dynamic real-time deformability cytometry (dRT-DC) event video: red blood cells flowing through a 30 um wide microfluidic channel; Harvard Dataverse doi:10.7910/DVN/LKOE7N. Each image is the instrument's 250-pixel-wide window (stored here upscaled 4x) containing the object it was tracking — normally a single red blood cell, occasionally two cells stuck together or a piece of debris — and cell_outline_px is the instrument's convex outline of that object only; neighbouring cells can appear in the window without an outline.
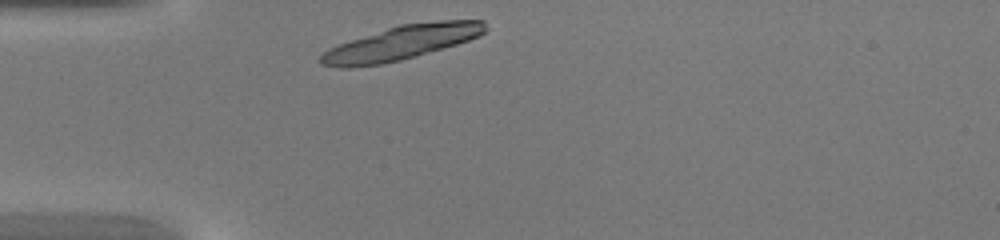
{"species": "common noctule bat (a hibernating species)", "species_latin": "Nyctalus noctula", "temperature_condition": "warm", "stored_images_in_passage": 26, "camera_frame_rate_fps": 3000, "um_per_image_px": 0.085, "animal": {"sex": "female", "body_mass_g": 20.0, "forearm_length_mm": 54.0}, "frame": {"image": 1, "passage_image": 1, "time_ms": 0.0, "image_size_px": [1000, 240], "cell_outline_px": [[488, 28], [480, 36], [456, 44], [400, 60], [380, 64], [348, 68], [340, 68], [320, 64], [320, 56], [328, 48], [400, 24], [440, 20], [484, 20]], "centroid_in_image_um": [34.14, 3.62], "position_along_channel_um": 50.9, "area_um2": 32.37}}
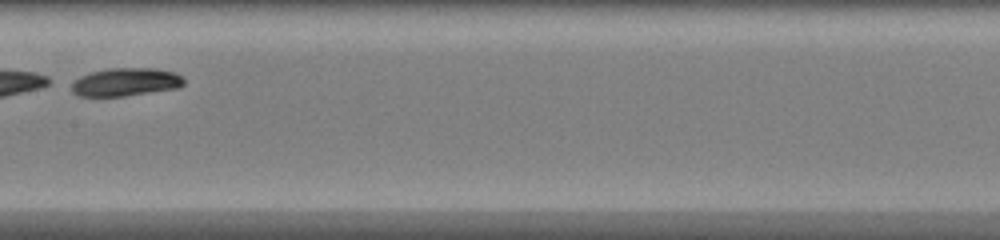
{"frame": {"image": 2, "passage_image": 12, "time_ms": 3.667, "image_size_px": [1000, 240], "cell_outline_px": [[184, 84], [180, 88], [124, 96], [80, 96], [72, 92], [72, 84], [80, 76], [92, 72], [108, 68], [152, 68], [172, 72], [180, 76], [184, 80]], "centroid_in_image_um": [10.69, 6.98], "position_along_channel_um": 196.7, "area_um2": 18.26}}